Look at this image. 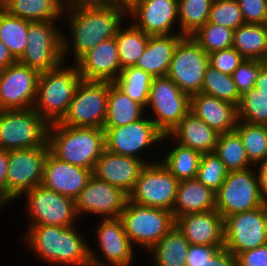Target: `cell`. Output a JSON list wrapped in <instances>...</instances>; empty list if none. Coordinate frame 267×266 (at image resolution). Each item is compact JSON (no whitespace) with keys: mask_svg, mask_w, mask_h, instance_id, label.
<instances>
[{"mask_svg":"<svg viewBox=\"0 0 267 266\" xmlns=\"http://www.w3.org/2000/svg\"><path fill=\"white\" fill-rule=\"evenodd\" d=\"M81 80L74 63L64 62L56 69L41 72L33 109L49 124L60 122Z\"/></svg>","mask_w":267,"mask_h":266,"instance_id":"277c9868","label":"cell"},{"mask_svg":"<svg viewBox=\"0 0 267 266\" xmlns=\"http://www.w3.org/2000/svg\"><path fill=\"white\" fill-rule=\"evenodd\" d=\"M134 0H115V3L124 4L128 6Z\"/></svg>","mask_w":267,"mask_h":266,"instance_id":"6f0895ef","label":"cell"},{"mask_svg":"<svg viewBox=\"0 0 267 266\" xmlns=\"http://www.w3.org/2000/svg\"><path fill=\"white\" fill-rule=\"evenodd\" d=\"M28 20L12 16L0 7V40L18 60L25 51Z\"/></svg>","mask_w":267,"mask_h":266,"instance_id":"d590c367","label":"cell"},{"mask_svg":"<svg viewBox=\"0 0 267 266\" xmlns=\"http://www.w3.org/2000/svg\"><path fill=\"white\" fill-rule=\"evenodd\" d=\"M127 16L150 36L180 34L178 0H134L127 6Z\"/></svg>","mask_w":267,"mask_h":266,"instance_id":"ac0fdd59","label":"cell"},{"mask_svg":"<svg viewBox=\"0 0 267 266\" xmlns=\"http://www.w3.org/2000/svg\"><path fill=\"white\" fill-rule=\"evenodd\" d=\"M208 22L232 30L245 24L237 0H213Z\"/></svg>","mask_w":267,"mask_h":266,"instance_id":"ee69618b","label":"cell"},{"mask_svg":"<svg viewBox=\"0 0 267 266\" xmlns=\"http://www.w3.org/2000/svg\"><path fill=\"white\" fill-rule=\"evenodd\" d=\"M267 244V204L224 218V248L235 256Z\"/></svg>","mask_w":267,"mask_h":266,"instance_id":"2e32d148","label":"cell"},{"mask_svg":"<svg viewBox=\"0 0 267 266\" xmlns=\"http://www.w3.org/2000/svg\"><path fill=\"white\" fill-rule=\"evenodd\" d=\"M117 266H133V265H117Z\"/></svg>","mask_w":267,"mask_h":266,"instance_id":"680465c9","label":"cell"},{"mask_svg":"<svg viewBox=\"0 0 267 266\" xmlns=\"http://www.w3.org/2000/svg\"><path fill=\"white\" fill-rule=\"evenodd\" d=\"M204 266H237L236 256L222 247L211 256Z\"/></svg>","mask_w":267,"mask_h":266,"instance_id":"f907efd6","label":"cell"},{"mask_svg":"<svg viewBox=\"0 0 267 266\" xmlns=\"http://www.w3.org/2000/svg\"><path fill=\"white\" fill-rule=\"evenodd\" d=\"M127 18V6L113 2L64 10L62 19L70 29V35L65 32L62 35L64 62L67 63V57L72 54L69 63L75 64L100 42L115 37Z\"/></svg>","mask_w":267,"mask_h":266,"instance_id":"6da1fadb","label":"cell"},{"mask_svg":"<svg viewBox=\"0 0 267 266\" xmlns=\"http://www.w3.org/2000/svg\"><path fill=\"white\" fill-rule=\"evenodd\" d=\"M109 0H61L63 10L80 6H95L109 3Z\"/></svg>","mask_w":267,"mask_h":266,"instance_id":"f5cc1de1","label":"cell"},{"mask_svg":"<svg viewBox=\"0 0 267 266\" xmlns=\"http://www.w3.org/2000/svg\"><path fill=\"white\" fill-rule=\"evenodd\" d=\"M16 61L7 46L0 40V71Z\"/></svg>","mask_w":267,"mask_h":266,"instance_id":"9f6ffc18","label":"cell"},{"mask_svg":"<svg viewBox=\"0 0 267 266\" xmlns=\"http://www.w3.org/2000/svg\"><path fill=\"white\" fill-rule=\"evenodd\" d=\"M235 131L241 137L247 157L254 166L267 162V125L237 120Z\"/></svg>","mask_w":267,"mask_h":266,"instance_id":"8d00e7d4","label":"cell"},{"mask_svg":"<svg viewBox=\"0 0 267 266\" xmlns=\"http://www.w3.org/2000/svg\"><path fill=\"white\" fill-rule=\"evenodd\" d=\"M170 140L172 148H168L160 162L178 180L184 181L194 179L197 176L202 154L191 148L176 143L169 135H164L162 143Z\"/></svg>","mask_w":267,"mask_h":266,"instance_id":"f546056e","label":"cell"},{"mask_svg":"<svg viewBox=\"0 0 267 266\" xmlns=\"http://www.w3.org/2000/svg\"><path fill=\"white\" fill-rule=\"evenodd\" d=\"M128 23L123 24L115 36L121 69L136 65L150 36L136 28L130 21Z\"/></svg>","mask_w":267,"mask_h":266,"instance_id":"836d02e7","label":"cell"},{"mask_svg":"<svg viewBox=\"0 0 267 266\" xmlns=\"http://www.w3.org/2000/svg\"><path fill=\"white\" fill-rule=\"evenodd\" d=\"M208 66L209 54L191 36H184L174 50L167 77L191 96L201 92Z\"/></svg>","mask_w":267,"mask_h":266,"instance_id":"5bb4252c","label":"cell"},{"mask_svg":"<svg viewBox=\"0 0 267 266\" xmlns=\"http://www.w3.org/2000/svg\"><path fill=\"white\" fill-rule=\"evenodd\" d=\"M92 175V170L62 161L49 151L41 185L75 200Z\"/></svg>","mask_w":267,"mask_h":266,"instance_id":"44dd1931","label":"cell"},{"mask_svg":"<svg viewBox=\"0 0 267 266\" xmlns=\"http://www.w3.org/2000/svg\"><path fill=\"white\" fill-rule=\"evenodd\" d=\"M97 225L96 231L93 232L96 234L95 239L98 241L100 252L89 246L91 266L133 265L136 249L127 236L121 218L101 219Z\"/></svg>","mask_w":267,"mask_h":266,"instance_id":"9a60e30c","label":"cell"},{"mask_svg":"<svg viewBox=\"0 0 267 266\" xmlns=\"http://www.w3.org/2000/svg\"><path fill=\"white\" fill-rule=\"evenodd\" d=\"M111 83L81 80L67 113L59 123L62 126L103 128Z\"/></svg>","mask_w":267,"mask_h":266,"instance_id":"7c38bea8","label":"cell"},{"mask_svg":"<svg viewBox=\"0 0 267 266\" xmlns=\"http://www.w3.org/2000/svg\"><path fill=\"white\" fill-rule=\"evenodd\" d=\"M9 151L0 148V212L6 206V179Z\"/></svg>","mask_w":267,"mask_h":266,"instance_id":"816d5d0a","label":"cell"},{"mask_svg":"<svg viewBox=\"0 0 267 266\" xmlns=\"http://www.w3.org/2000/svg\"><path fill=\"white\" fill-rule=\"evenodd\" d=\"M50 152L62 161L94 170L105 150L103 128L62 126L59 122L48 129Z\"/></svg>","mask_w":267,"mask_h":266,"instance_id":"3957f363","label":"cell"},{"mask_svg":"<svg viewBox=\"0 0 267 266\" xmlns=\"http://www.w3.org/2000/svg\"><path fill=\"white\" fill-rule=\"evenodd\" d=\"M189 246L183 233L174 225L148 253L153 266H186Z\"/></svg>","mask_w":267,"mask_h":266,"instance_id":"4dcf8cb0","label":"cell"},{"mask_svg":"<svg viewBox=\"0 0 267 266\" xmlns=\"http://www.w3.org/2000/svg\"><path fill=\"white\" fill-rule=\"evenodd\" d=\"M254 88L267 96V60H261V70L255 81Z\"/></svg>","mask_w":267,"mask_h":266,"instance_id":"db71d44e","label":"cell"},{"mask_svg":"<svg viewBox=\"0 0 267 266\" xmlns=\"http://www.w3.org/2000/svg\"><path fill=\"white\" fill-rule=\"evenodd\" d=\"M237 108V120L250 124L267 125V96L256 88L241 95Z\"/></svg>","mask_w":267,"mask_h":266,"instance_id":"60d3db41","label":"cell"},{"mask_svg":"<svg viewBox=\"0 0 267 266\" xmlns=\"http://www.w3.org/2000/svg\"><path fill=\"white\" fill-rule=\"evenodd\" d=\"M190 111L218 134L235 131L237 108L227 101L196 93L190 96Z\"/></svg>","mask_w":267,"mask_h":266,"instance_id":"d4e9b609","label":"cell"},{"mask_svg":"<svg viewBox=\"0 0 267 266\" xmlns=\"http://www.w3.org/2000/svg\"><path fill=\"white\" fill-rule=\"evenodd\" d=\"M256 167L228 172L215 192L216 210L223 218L259 208L265 204Z\"/></svg>","mask_w":267,"mask_h":266,"instance_id":"30bf717a","label":"cell"},{"mask_svg":"<svg viewBox=\"0 0 267 266\" xmlns=\"http://www.w3.org/2000/svg\"><path fill=\"white\" fill-rule=\"evenodd\" d=\"M146 165L145 160L117 155L105 149L96 162L93 175L129 194Z\"/></svg>","mask_w":267,"mask_h":266,"instance_id":"603a6c76","label":"cell"},{"mask_svg":"<svg viewBox=\"0 0 267 266\" xmlns=\"http://www.w3.org/2000/svg\"><path fill=\"white\" fill-rule=\"evenodd\" d=\"M245 24H267V0H237Z\"/></svg>","mask_w":267,"mask_h":266,"instance_id":"7dc6e473","label":"cell"},{"mask_svg":"<svg viewBox=\"0 0 267 266\" xmlns=\"http://www.w3.org/2000/svg\"><path fill=\"white\" fill-rule=\"evenodd\" d=\"M56 21H28L27 46L18 62L45 72L56 69L63 59V31Z\"/></svg>","mask_w":267,"mask_h":266,"instance_id":"52a82bcc","label":"cell"},{"mask_svg":"<svg viewBox=\"0 0 267 266\" xmlns=\"http://www.w3.org/2000/svg\"><path fill=\"white\" fill-rule=\"evenodd\" d=\"M75 64L82 80L113 83L122 71L115 37L100 42Z\"/></svg>","mask_w":267,"mask_h":266,"instance_id":"7402d4cb","label":"cell"},{"mask_svg":"<svg viewBox=\"0 0 267 266\" xmlns=\"http://www.w3.org/2000/svg\"><path fill=\"white\" fill-rule=\"evenodd\" d=\"M77 227V228H76ZM77 225H34L27 228L24 246L38 261L52 266H91L89 245Z\"/></svg>","mask_w":267,"mask_h":266,"instance_id":"7a4b0ae2","label":"cell"},{"mask_svg":"<svg viewBox=\"0 0 267 266\" xmlns=\"http://www.w3.org/2000/svg\"><path fill=\"white\" fill-rule=\"evenodd\" d=\"M145 108L132 100L114 83L109 85L107 115L103 127H118L130 124L145 115Z\"/></svg>","mask_w":267,"mask_h":266,"instance_id":"1f68e13d","label":"cell"},{"mask_svg":"<svg viewBox=\"0 0 267 266\" xmlns=\"http://www.w3.org/2000/svg\"><path fill=\"white\" fill-rule=\"evenodd\" d=\"M153 78L150 73L135 66H130L122 69L113 83L128 97L146 108Z\"/></svg>","mask_w":267,"mask_h":266,"instance_id":"74e56055","label":"cell"},{"mask_svg":"<svg viewBox=\"0 0 267 266\" xmlns=\"http://www.w3.org/2000/svg\"><path fill=\"white\" fill-rule=\"evenodd\" d=\"M245 58L233 47L209 54V65L222 73L232 75Z\"/></svg>","mask_w":267,"mask_h":266,"instance_id":"bcb514c9","label":"cell"},{"mask_svg":"<svg viewBox=\"0 0 267 266\" xmlns=\"http://www.w3.org/2000/svg\"><path fill=\"white\" fill-rule=\"evenodd\" d=\"M0 7L8 14L28 21L62 20L61 0H0Z\"/></svg>","mask_w":267,"mask_h":266,"instance_id":"f1b7e54d","label":"cell"},{"mask_svg":"<svg viewBox=\"0 0 267 266\" xmlns=\"http://www.w3.org/2000/svg\"><path fill=\"white\" fill-rule=\"evenodd\" d=\"M183 37L181 34L149 36L148 44L135 67L153 77L167 76L174 50Z\"/></svg>","mask_w":267,"mask_h":266,"instance_id":"4316f807","label":"cell"},{"mask_svg":"<svg viewBox=\"0 0 267 266\" xmlns=\"http://www.w3.org/2000/svg\"><path fill=\"white\" fill-rule=\"evenodd\" d=\"M234 30L207 22L199 28L191 37L207 53L232 47Z\"/></svg>","mask_w":267,"mask_h":266,"instance_id":"b9f144b4","label":"cell"},{"mask_svg":"<svg viewBox=\"0 0 267 266\" xmlns=\"http://www.w3.org/2000/svg\"><path fill=\"white\" fill-rule=\"evenodd\" d=\"M215 192L196 178L179 181L173 205L174 219L191 213H201L216 209Z\"/></svg>","mask_w":267,"mask_h":266,"instance_id":"83f0119b","label":"cell"},{"mask_svg":"<svg viewBox=\"0 0 267 266\" xmlns=\"http://www.w3.org/2000/svg\"><path fill=\"white\" fill-rule=\"evenodd\" d=\"M201 92L227 101L236 107L241 98L232 76L222 73L210 65L206 69Z\"/></svg>","mask_w":267,"mask_h":266,"instance_id":"ab89813d","label":"cell"},{"mask_svg":"<svg viewBox=\"0 0 267 266\" xmlns=\"http://www.w3.org/2000/svg\"><path fill=\"white\" fill-rule=\"evenodd\" d=\"M228 172L225 164L215 152H209L202 154L196 179L216 192L221 187Z\"/></svg>","mask_w":267,"mask_h":266,"instance_id":"7bdbcfd3","label":"cell"},{"mask_svg":"<svg viewBox=\"0 0 267 266\" xmlns=\"http://www.w3.org/2000/svg\"><path fill=\"white\" fill-rule=\"evenodd\" d=\"M103 129L107 151L145 160L147 164L159 161L158 158L156 160H154L155 158H143V154L146 155L149 150L153 151L152 149L154 146L157 147V144L158 146L162 144L164 136L146 114L130 124L118 127H103Z\"/></svg>","mask_w":267,"mask_h":266,"instance_id":"9c48e42d","label":"cell"},{"mask_svg":"<svg viewBox=\"0 0 267 266\" xmlns=\"http://www.w3.org/2000/svg\"><path fill=\"white\" fill-rule=\"evenodd\" d=\"M255 167H258L260 192L264 202L267 204V162L257 164Z\"/></svg>","mask_w":267,"mask_h":266,"instance_id":"11a10c76","label":"cell"},{"mask_svg":"<svg viewBox=\"0 0 267 266\" xmlns=\"http://www.w3.org/2000/svg\"><path fill=\"white\" fill-rule=\"evenodd\" d=\"M176 143L201 154L214 152L219 134L189 111L168 134Z\"/></svg>","mask_w":267,"mask_h":266,"instance_id":"484cf974","label":"cell"},{"mask_svg":"<svg viewBox=\"0 0 267 266\" xmlns=\"http://www.w3.org/2000/svg\"><path fill=\"white\" fill-rule=\"evenodd\" d=\"M213 0H178V25L182 36H191L208 22Z\"/></svg>","mask_w":267,"mask_h":266,"instance_id":"f35d334b","label":"cell"},{"mask_svg":"<svg viewBox=\"0 0 267 266\" xmlns=\"http://www.w3.org/2000/svg\"><path fill=\"white\" fill-rule=\"evenodd\" d=\"M214 152L229 172L254 167L249 161L241 137L236 131L219 134Z\"/></svg>","mask_w":267,"mask_h":266,"instance_id":"e575fe53","label":"cell"},{"mask_svg":"<svg viewBox=\"0 0 267 266\" xmlns=\"http://www.w3.org/2000/svg\"><path fill=\"white\" fill-rule=\"evenodd\" d=\"M237 266H267V244L236 256Z\"/></svg>","mask_w":267,"mask_h":266,"instance_id":"681fc988","label":"cell"},{"mask_svg":"<svg viewBox=\"0 0 267 266\" xmlns=\"http://www.w3.org/2000/svg\"><path fill=\"white\" fill-rule=\"evenodd\" d=\"M40 72L18 61L0 71V110L34 107Z\"/></svg>","mask_w":267,"mask_h":266,"instance_id":"d6986e66","label":"cell"},{"mask_svg":"<svg viewBox=\"0 0 267 266\" xmlns=\"http://www.w3.org/2000/svg\"><path fill=\"white\" fill-rule=\"evenodd\" d=\"M179 181L160 161L147 164L128 194L136 203L172 212Z\"/></svg>","mask_w":267,"mask_h":266,"instance_id":"e0dca14e","label":"cell"},{"mask_svg":"<svg viewBox=\"0 0 267 266\" xmlns=\"http://www.w3.org/2000/svg\"><path fill=\"white\" fill-rule=\"evenodd\" d=\"M222 247L224 246L190 244L186 258V266H204L211 256Z\"/></svg>","mask_w":267,"mask_h":266,"instance_id":"c3c4849f","label":"cell"},{"mask_svg":"<svg viewBox=\"0 0 267 266\" xmlns=\"http://www.w3.org/2000/svg\"><path fill=\"white\" fill-rule=\"evenodd\" d=\"M189 111L190 96L175 82L167 76L153 78L145 113L164 135H168Z\"/></svg>","mask_w":267,"mask_h":266,"instance_id":"ba28073f","label":"cell"},{"mask_svg":"<svg viewBox=\"0 0 267 266\" xmlns=\"http://www.w3.org/2000/svg\"><path fill=\"white\" fill-rule=\"evenodd\" d=\"M24 196L26 197L24 210L28 218L27 228L34 225L61 227L77 225L79 217L74 199L46 189L42 185L23 193L18 200Z\"/></svg>","mask_w":267,"mask_h":266,"instance_id":"8fae6325","label":"cell"},{"mask_svg":"<svg viewBox=\"0 0 267 266\" xmlns=\"http://www.w3.org/2000/svg\"><path fill=\"white\" fill-rule=\"evenodd\" d=\"M49 125L33 108L0 110V148L10 151L48 146Z\"/></svg>","mask_w":267,"mask_h":266,"instance_id":"8992f818","label":"cell"},{"mask_svg":"<svg viewBox=\"0 0 267 266\" xmlns=\"http://www.w3.org/2000/svg\"><path fill=\"white\" fill-rule=\"evenodd\" d=\"M49 146L10 150L6 179V205L40 186Z\"/></svg>","mask_w":267,"mask_h":266,"instance_id":"4fadbf2b","label":"cell"},{"mask_svg":"<svg viewBox=\"0 0 267 266\" xmlns=\"http://www.w3.org/2000/svg\"><path fill=\"white\" fill-rule=\"evenodd\" d=\"M128 194L94 175L75 199L76 213L80 216L90 214L100 219L118 218L127 203Z\"/></svg>","mask_w":267,"mask_h":266,"instance_id":"ffe728a7","label":"cell"},{"mask_svg":"<svg viewBox=\"0 0 267 266\" xmlns=\"http://www.w3.org/2000/svg\"><path fill=\"white\" fill-rule=\"evenodd\" d=\"M261 70V60L244 59L232 73V79L236 84L240 95L254 88V84Z\"/></svg>","mask_w":267,"mask_h":266,"instance_id":"f6af8a7d","label":"cell"},{"mask_svg":"<svg viewBox=\"0 0 267 266\" xmlns=\"http://www.w3.org/2000/svg\"><path fill=\"white\" fill-rule=\"evenodd\" d=\"M175 225L189 244L224 246V218L216 209L179 216Z\"/></svg>","mask_w":267,"mask_h":266,"instance_id":"cb8c5ba5","label":"cell"},{"mask_svg":"<svg viewBox=\"0 0 267 266\" xmlns=\"http://www.w3.org/2000/svg\"><path fill=\"white\" fill-rule=\"evenodd\" d=\"M232 47L245 59L267 60V24H244L234 30Z\"/></svg>","mask_w":267,"mask_h":266,"instance_id":"d6a6232c","label":"cell"},{"mask_svg":"<svg viewBox=\"0 0 267 266\" xmlns=\"http://www.w3.org/2000/svg\"><path fill=\"white\" fill-rule=\"evenodd\" d=\"M127 236L137 250L148 252L175 225L171 211L136 203L129 198L120 216Z\"/></svg>","mask_w":267,"mask_h":266,"instance_id":"5b68a950","label":"cell"}]
</instances>
